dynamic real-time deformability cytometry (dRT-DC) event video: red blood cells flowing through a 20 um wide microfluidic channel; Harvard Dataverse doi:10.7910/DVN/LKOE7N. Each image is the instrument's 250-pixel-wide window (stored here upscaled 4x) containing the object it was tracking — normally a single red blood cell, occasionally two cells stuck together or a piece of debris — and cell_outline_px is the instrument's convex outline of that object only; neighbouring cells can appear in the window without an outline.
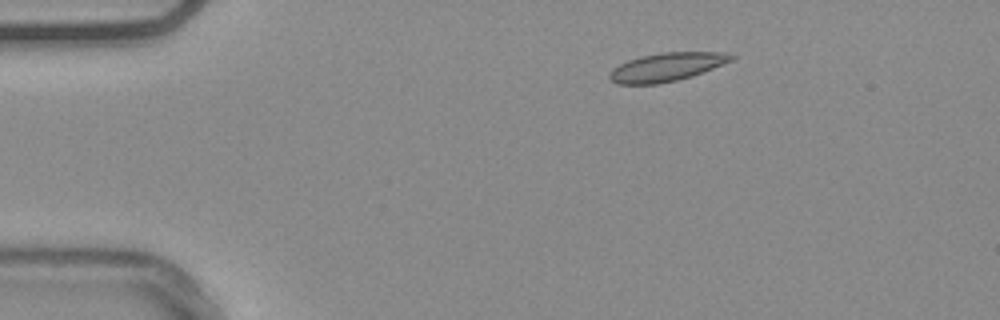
{"species": "common noctule bat (a hibernating species)", "species_latin": "Nyctalus noctula", "temperature_condition": "warm", "stored_images_in_passage": 53, "camera_frame_rate_fps": 3000, "um_per_image_px": 0.085, "animal": {"sex": "male", "body_mass_g": 20.4}, "frame": {"image": 1, "passage_image": 8, "time_ms": 2.333, "image_size_px": [1000, 320], "cell_outline_px": [[736, 56], [732, 60], [724, 64], [692, 76], [676, 80], [656, 84], [616, 84], [608, 76], [612, 68], [628, 60], [640, 56], [660, 52], [728, 52]], "centroid_in_image_um": [56.67, 5.68], "position_along_channel_um": 28.3, "area_um2": 20.23}}
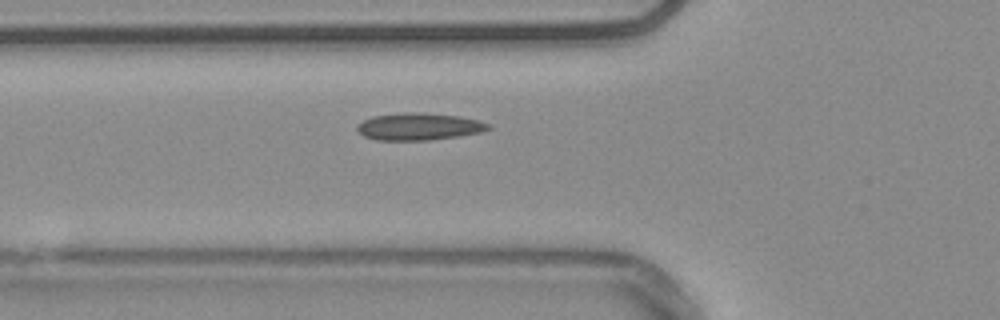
{"frame": {"image": 2, "passage_image": 18, "time_ms": 5.667, "image_size_px": [1000, 320], "cell_outline_px": [[492, 128], [480, 132], [460, 136], [428, 140], [376, 140], [364, 136], [356, 128], [356, 124], [372, 116], [404, 112], [412, 112], [460, 116], [480, 120], [492, 124]], "centroid_in_image_um": [35.63, 10.76], "position_along_channel_um": 90.2, "area_um2": 20.87}}
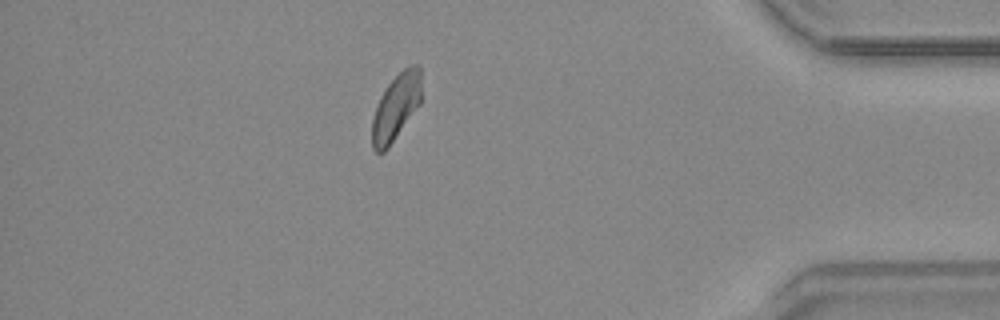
{"frame": {"image": 3, "passage_image": 46, "time_ms": 15.0, "image_size_px": [1000, 320], "cell_outline_px": [[420, 104], [388, 148], [384, 152], [376, 152], [372, 148], [372, 120], [380, 96], [388, 84], [408, 64], [420, 64]], "centroid_in_image_um": [33.65, 9.1], "position_along_channel_um": 401.5, "area_um2": 18.9}, "authors_computed_cell_mechanics": {"area_um2": 19.652, "velocity_mm_per_s": 3.7396, "shape_relaxation_time_tau1_ms": null, "shape_relaxation_time_tau2_ms": 3.2143, "deformation_change_tau1": null, "deformation_change_tau2": 0.0851}}